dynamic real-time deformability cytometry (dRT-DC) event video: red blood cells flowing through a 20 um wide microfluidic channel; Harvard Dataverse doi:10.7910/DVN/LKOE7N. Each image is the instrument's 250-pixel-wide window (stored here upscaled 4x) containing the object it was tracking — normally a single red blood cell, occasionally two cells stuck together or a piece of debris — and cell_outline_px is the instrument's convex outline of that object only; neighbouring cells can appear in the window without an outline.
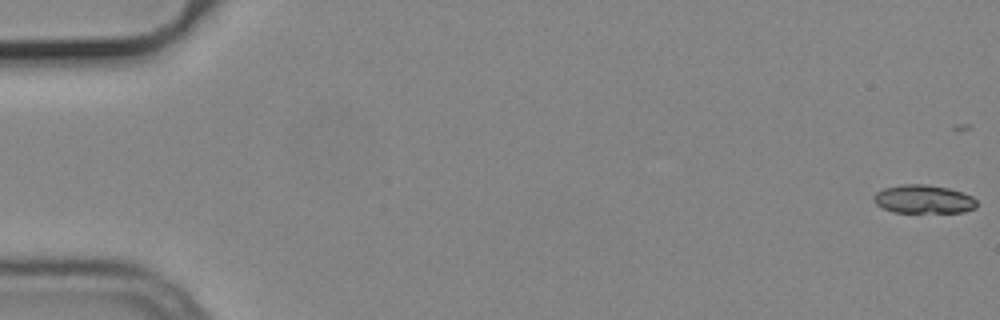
{"species": "common noctule bat (a hibernating species)", "species_latin": "Nyctalus noctula", "temperature_condition": "cold", "stored_images_in_passage": 21, "camera_frame_rate_fps": 3000, "um_per_image_px": 0.085, "animal": {"sex": "male", "body_mass_g": 19.2, "forearm_length_mm": 51.8}, "frame": {"image": 1, "passage_image": 1, "time_ms": 0.0, "image_size_px": [1000, 320], "cell_outline_px": [[976, 208], [964, 212], [892, 212], [876, 204], [872, 200], [872, 196], [876, 192], [884, 188], [904, 184], [924, 184], [948, 188], [972, 196], [976, 200]], "centroid_in_image_um": [78.47, 16.93], "position_along_channel_um": 6.5, "area_um2": 17.05}}
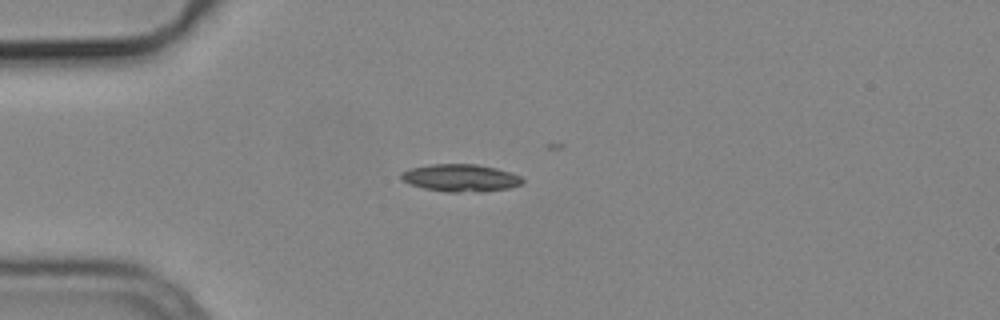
{"frame": {"image": 2, "passage_image": 15, "time_ms": 4.667, "image_size_px": [1000, 320], "cell_outline_px": [[524, 184], [508, 188], [484, 192], [444, 192], [424, 188], [408, 184], [400, 176], [400, 172], [408, 168], [432, 164], [476, 164], [496, 168], [520, 176], [524, 180]], "centroid_in_image_um": [39.13, 15.13], "position_along_channel_um": 45.9, "area_um2": 19.59}}
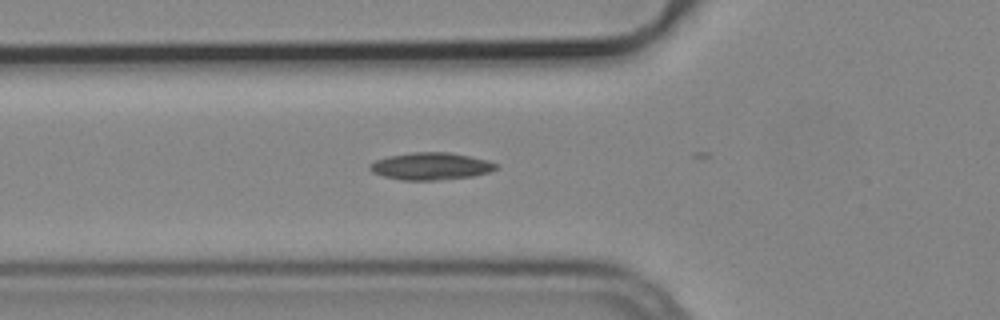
{"frame": {"image": 3, "passage_image": 20, "time_ms": 6.333, "image_size_px": [1000, 320], "cell_outline_px": [[496, 168], [488, 172], [472, 176], [436, 180], [404, 180], [384, 176], [372, 172], [368, 168], [368, 164], [376, 160], [388, 156], [412, 152], [448, 152], [488, 160], [496, 164]], "centroid_in_image_um": [36.57, 14.12], "position_along_channel_um": 89.2, "area_um2": 19.83}}